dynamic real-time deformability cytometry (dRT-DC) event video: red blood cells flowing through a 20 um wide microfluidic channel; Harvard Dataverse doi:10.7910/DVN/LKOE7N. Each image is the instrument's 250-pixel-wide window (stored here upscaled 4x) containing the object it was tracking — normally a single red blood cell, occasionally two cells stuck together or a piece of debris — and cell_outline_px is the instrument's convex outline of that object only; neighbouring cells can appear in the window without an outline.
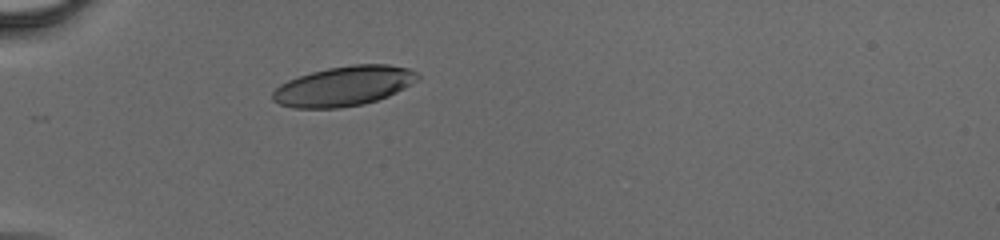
{"species": "human", "species_latin": "Homo sapiens", "temperature_condition": "cold", "stored_images_in_passage": 30, "camera_frame_rate_fps": 3000, "um_per_image_px": 0.085, "donor": {"sex": "male"}, "frame": {"image": 1, "passage_image": 1, "time_ms": 0.0, "image_size_px": [1000, 240], "cell_outline_px": [[420, 76], [412, 84], [388, 96], [364, 104], [336, 108], [292, 108], [280, 104], [272, 100], [272, 92], [280, 84], [288, 80], [312, 72], [328, 68], [352, 64], [388, 64], [408, 68], [416, 72]], "centroid_in_image_um": [29.22, 7.32], "position_along_channel_um": 55.8, "area_um2": 33.52}}
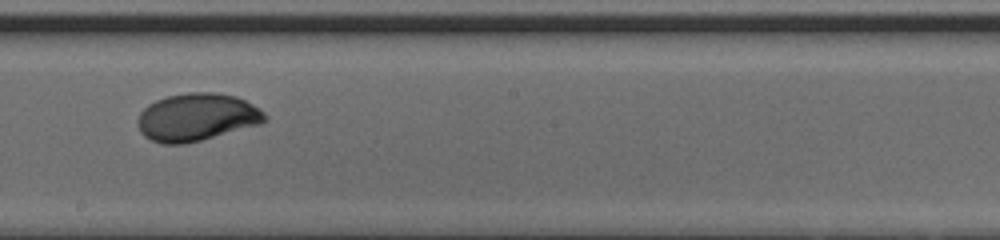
{"frame": {"image": 2, "passage_image": 14, "time_ms": 4.333, "image_size_px": [1000, 240], "cell_outline_px": [[268, 120], [260, 124], [200, 140], [184, 144], [164, 144], [152, 140], [144, 136], [140, 132], [136, 124], [140, 112], [148, 104], [156, 100], [168, 96], [188, 92], [212, 92], [236, 96], [260, 108], [268, 116]], "centroid_in_image_um": [16.72, 9.95], "position_along_channel_um": 231.5, "area_um2": 35.32}}
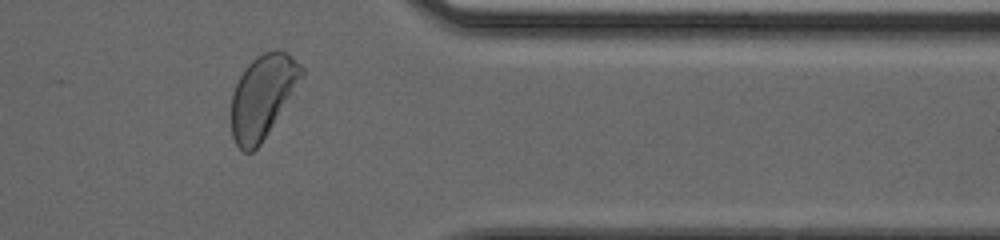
{"frame": {"image": 3, "passage_image": 25, "time_ms": 8.0, "image_size_px": [1000, 240], "cell_outline_px": [[304, 76], [260, 144], [252, 152], [244, 152], [236, 144], [232, 136], [232, 96], [236, 84], [244, 68], [256, 56], [264, 52], [276, 48], [288, 52], [304, 68]], "centroid_in_image_um": [22.34, 8.14], "position_along_channel_um": 389.1, "area_um2": 33.81}}